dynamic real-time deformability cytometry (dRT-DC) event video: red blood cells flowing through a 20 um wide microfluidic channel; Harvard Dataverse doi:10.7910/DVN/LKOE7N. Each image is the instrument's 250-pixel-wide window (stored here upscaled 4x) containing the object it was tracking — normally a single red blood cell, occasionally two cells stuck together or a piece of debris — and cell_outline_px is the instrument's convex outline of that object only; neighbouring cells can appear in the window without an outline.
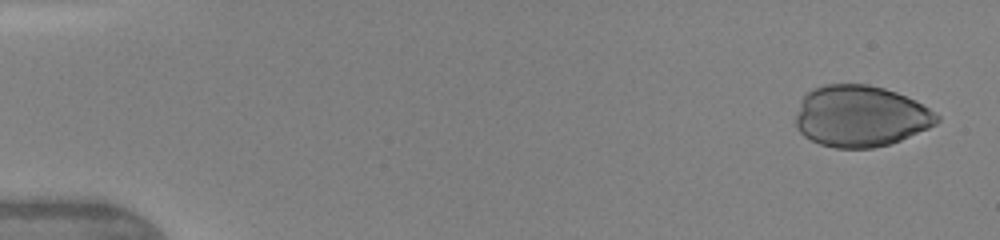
{"species": "human", "species_latin": "Homo sapiens", "temperature_condition": "warm", "stored_images_in_passage": 7, "camera_frame_rate_fps": 3000, "um_per_image_px": 0.085, "donor": {"sex": "female"}, "frame": {"image": 1, "passage_image": 1, "time_ms": 0.0, "image_size_px": [1000, 240], "cell_outline_px": [[940, 120], [936, 124], [928, 128], [900, 140], [888, 144], [872, 148], [836, 148], [820, 144], [804, 136], [800, 132], [796, 124], [796, 116], [800, 104], [804, 96], [812, 88], [824, 84], [868, 84], [884, 88], [896, 92], [916, 100], [940, 116]], "centroid_in_image_um": [73.15, 9.87], "position_along_channel_um": 11.9, "area_um2": 50.34}}
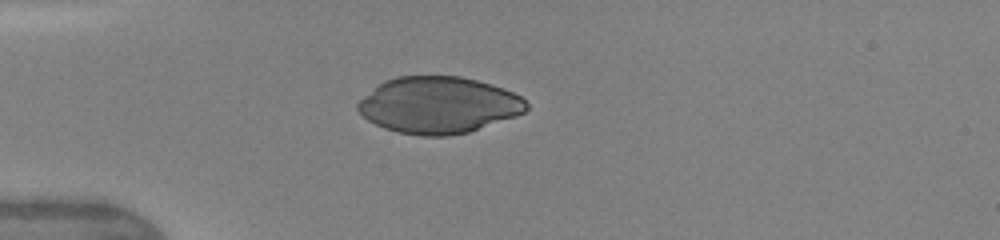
{"frame": {"image": 2, "passage_image": 5, "time_ms": 3.667, "image_size_px": [1000, 240], "cell_outline_px": [[528, 108], [524, 112], [516, 116], [468, 132], [448, 136], [420, 136], [400, 132], [384, 128], [368, 120], [356, 108], [356, 104], [364, 96], [384, 80], [396, 76], [460, 76], [476, 80], [504, 88], [520, 96], [528, 104]], "centroid_in_image_um": [37.27, 8.93], "position_along_channel_um": 47.7, "area_um2": 55.43}}